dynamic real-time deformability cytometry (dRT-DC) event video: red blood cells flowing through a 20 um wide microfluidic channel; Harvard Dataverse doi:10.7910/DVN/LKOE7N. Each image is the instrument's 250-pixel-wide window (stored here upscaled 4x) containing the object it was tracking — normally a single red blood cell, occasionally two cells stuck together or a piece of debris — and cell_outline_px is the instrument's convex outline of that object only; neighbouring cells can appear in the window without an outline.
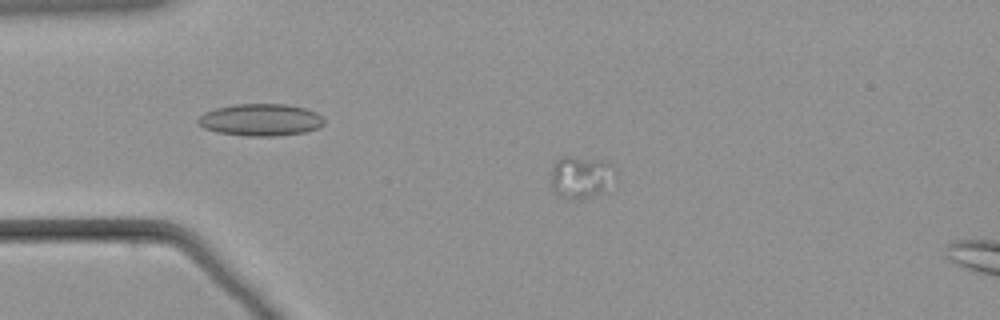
{"species": "common noctule bat (a hibernating species)", "species_latin": "Nyctalus noctula", "temperature_condition": "warm", "stored_images_in_passage": 23, "camera_frame_rate_fps": 3000, "um_per_image_px": 0.085, "animal": {"sex": "male", "body_mass_g": 21.5, "forearm_length_mm": 52.0}, "frame": {"image": 1, "passage_image": 17, "time_ms": 5.333, "image_size_px": [1000, 320], "cell_outline_px": [[612, 164], [600, 192], [580, 200], [568, 200], [552, 192], [548, 180], [552, 164], [560, 156], [572, 156], [604, 160]], "centroid_in_image_um": [49.12, 15.03], "position_along_channel_um": 35.9, "area_um2": 15.49}}